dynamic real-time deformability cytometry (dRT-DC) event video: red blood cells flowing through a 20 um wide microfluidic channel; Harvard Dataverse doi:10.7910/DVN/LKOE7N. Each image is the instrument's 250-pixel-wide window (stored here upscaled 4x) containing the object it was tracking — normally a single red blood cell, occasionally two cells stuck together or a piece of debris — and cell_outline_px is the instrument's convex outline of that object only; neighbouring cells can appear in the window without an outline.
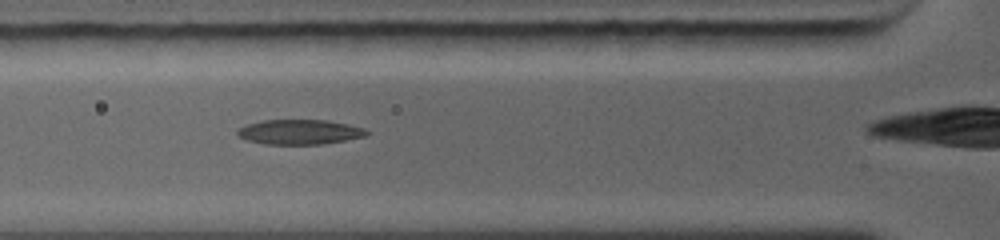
{"species": "common noctule bat (a hibernating species)", "species_latin": "Nyctalus noctula", "temperature_condition": "warm", "stored_images_in_passage": 14, "camera_frame_rate_fps": 5000, "um_per_image_px": 0.085, "animal": {"sex": "female", "body_mass_g": 19.0, "forearm_length_mm": 56.7}, "frame": {"image": 1, "passage_image": 3, "time_ms": 2.0, "image_size_px": [1000, 240], "cell_outline_px": [[368, 132], [364, 136], [324, 144], [264, 144], [248, 140], [236, 136], [236, 132], [240, 128], [248, 124], [264, 120], [328, 120], [348, 124], [364, 128]], "centroid_in_image_um": [25.44, 11.22], "position_along_channel_um": 100.4, "area_um2": 18.55}}
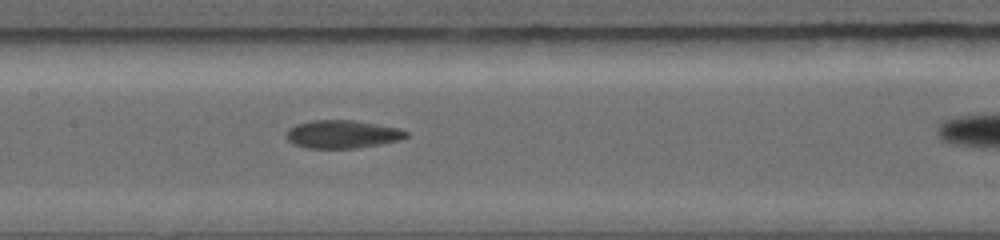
{"frame": {"image": 2, "passage_image": 5, "time_ms": 3.8, "image_size_px": [1000, 240], "cell_outline_px": [[408, 136], [400, 140], [380, 144], [356, 148], [308, 148], [292, 144], [284, 136], [288, 128], [296, 124], [312, 120], [356, 120], [400, 128], [408, 132]], "centroid_in_image_um": [29.08, 11.4], "position_along_channel_um": 178.3, "area_um2": 19.83}}
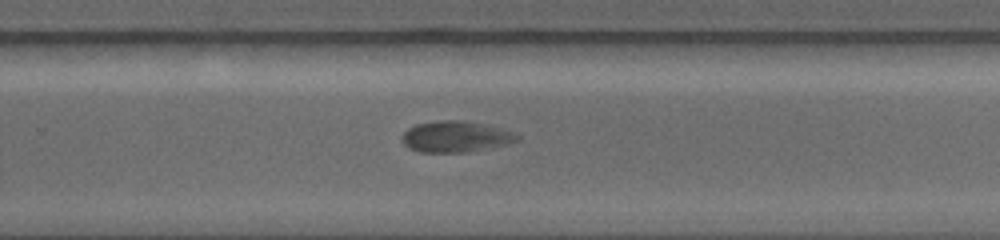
{"frame": {"image": 3, "passage_image": 11, "time_ms": 6.4, "image_size_px": [1000, 240], "cell_outline_px": [[520, 136], [516, 140], [508, 144], [468, 152], [420, 152], [408, 148], [404, 144], [404, 132], [408, 128], [416, 124], [448, 120], [456, 120], [476, 124], [508, 132]], "centroid_in_image_um": [38.64, 11.65], "position_along_channel_um": 291.2, "area_um2": 19.88}}